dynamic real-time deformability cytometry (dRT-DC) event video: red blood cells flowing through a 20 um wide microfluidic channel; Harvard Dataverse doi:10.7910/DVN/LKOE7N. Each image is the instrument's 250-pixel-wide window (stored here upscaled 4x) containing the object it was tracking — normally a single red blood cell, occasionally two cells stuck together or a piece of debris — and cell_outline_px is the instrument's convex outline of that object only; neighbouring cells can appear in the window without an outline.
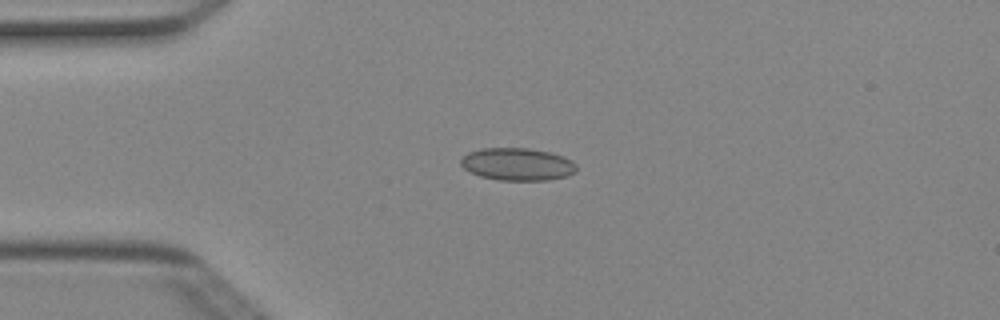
{"species": "Egyptian fruit bat (a non-hibernating species)", "species_latin": "Rousettus aegyptiacus", "temperature_condition": "cold", "stored_images_in_passage": 7, "camera_frame_rate_fps": 3000, "um_per_image_px": 0.085, "animal": {"sex": "female"}, "frame": {"image": 1, "passage_image": 4, "time_ms": 1.0, "image_size_px": [1000, 320], "cell_outline_px": [[576, 172], [568, 176], [548, 180], [500, 180], [480, 176], [468, 172], [460, 164], [460, 156], [468, 152], [480, 148], [528, 148], [552, 152], [564, 156], [572, 160], [576, 164]], "centroid_in_image_um": [43.97, 13.95], "position_along_channel_um": 41.0, "area_um2": 22.31}}
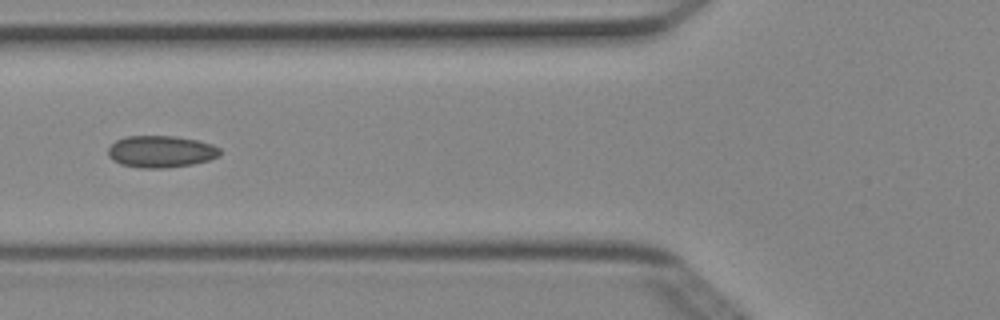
{"frame": {"image": 2, "passage_image": 6, "time_ms": 1.667, "image_size_px": [1000, 320], "cell_outline_px": [[220, 156], [208, 160], [192, 164], [164, 168], [140, 168], [120, 164], [112, 160], [108, 156], [108, 148], [116, 140], [124, 136], [172, 136], [196, 140], [212, 144], [220, 148]], "centroid_in_image_um": [13.65, 12.88], "position_along_channel_um": 112.1, "area_um2": 20.81}}
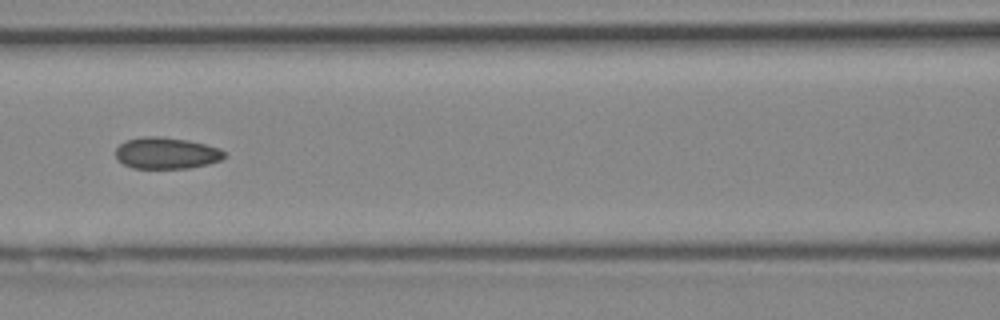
{"frame": {"image": 3, "passage_image": 7, "time_ms": 2.0, "image_size_px": [1000, 320], "cell_outline_px": [[228, 156], [220, 160], [208, 164], [188, 168], [132, 168], [116, 160], [116, 148], [124, 140], [144, 136], [160, 136], [188, 140], [220, 148]], "centroid_in_image_um": [14.13, 13.01], "position_along_channel_um": 152.5, "area_um2": 20.11}}